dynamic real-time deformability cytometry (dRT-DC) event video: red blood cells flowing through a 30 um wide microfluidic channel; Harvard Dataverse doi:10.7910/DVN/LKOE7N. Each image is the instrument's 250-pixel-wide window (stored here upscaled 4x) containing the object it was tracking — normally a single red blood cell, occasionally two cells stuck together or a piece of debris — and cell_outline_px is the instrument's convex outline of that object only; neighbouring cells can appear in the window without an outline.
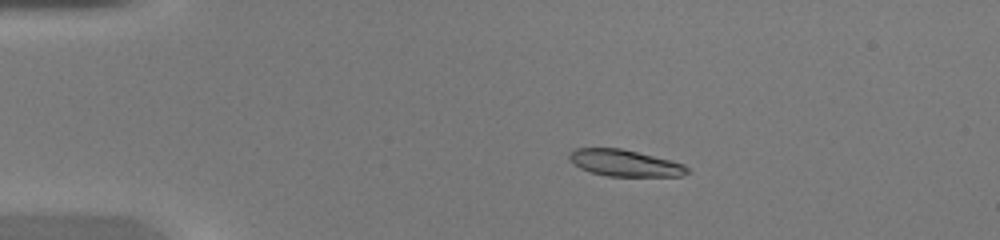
{"species": "common noctule bat (a hibernating species)", "species_latin": "Nyctalus noctula", "temperature_condition": "warm", "stored_images_in_passage": 48, "camera_frame_rate_fps": 3000, "um_per_image_px": 0.085, "animal": {"sex": "female", "body_mass_g": 20.0, "forearm_length_mm": 54.0}, "frame": {"image": 1, "passage_image": 10, "time_ms": 3.0, "image_size_px": [1000, 240], "cell_outline_px": [[684, 172], [676, 176], [616, 176], [596, 172], [584, 168], [576, 164], [576, 152], [584, 148], [616, 148], [680, 164], [684, 168]], "centroid_in_image_um": [53.15, 13.88], "position_along_channel_um": 31.8, "area_um2": 16.01}}
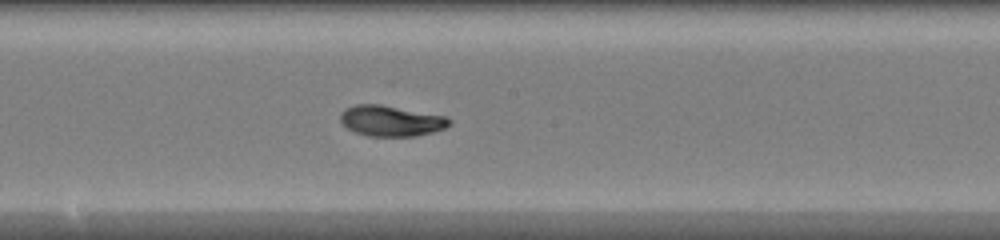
{"frame": {"image": 2, "passage_image": 27, "time_ms": 8.667, "image_size_px": [1000, 240], "cell_outline_px": [[448, 124], [440, 128], [424, 132], [404, 136], [384, 136], [360, 132], [344, 124], [344, 112], [352, 108], [388, 108], [436, 116], [448, 120]], "centroid_in_image_um": [33.25, 10.34], "position_along_channel_um": 214.9, "area_um2": 15.84}}
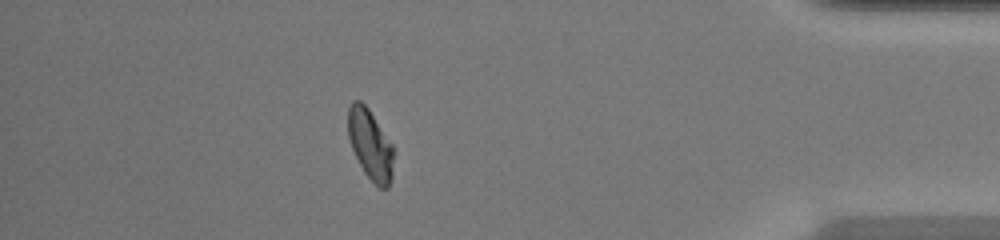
{"frame": {"image": 3, "passage_image": 43, "time_ms": 14.0, "image_size_px": [1000, 240], "cell_outline_px": [[392, 156], [388, 184], [384, 188], [376, 184], [368, 176], [356, 156], [348, 132], [348, 112], [352, 104], [356, 100], [364, 104], [372, 116], [392, 148]], "centroid_in_image_um": [31.42, 12.26], "position_along_channel_um": 403.8, "area_um2": 16.76}, "authors_computed_cell_mechanics": {"area_um2": 16.0684, "velocity_mm_per_s": 4.3081, "shape_relaxation_time_tau1_ms": 5.3346, "shape_relaxation_time_tau2_ms": 1.9228, "deformation_change_tau1": 0.1978, "deformation_change_tau2": 0.0586}}